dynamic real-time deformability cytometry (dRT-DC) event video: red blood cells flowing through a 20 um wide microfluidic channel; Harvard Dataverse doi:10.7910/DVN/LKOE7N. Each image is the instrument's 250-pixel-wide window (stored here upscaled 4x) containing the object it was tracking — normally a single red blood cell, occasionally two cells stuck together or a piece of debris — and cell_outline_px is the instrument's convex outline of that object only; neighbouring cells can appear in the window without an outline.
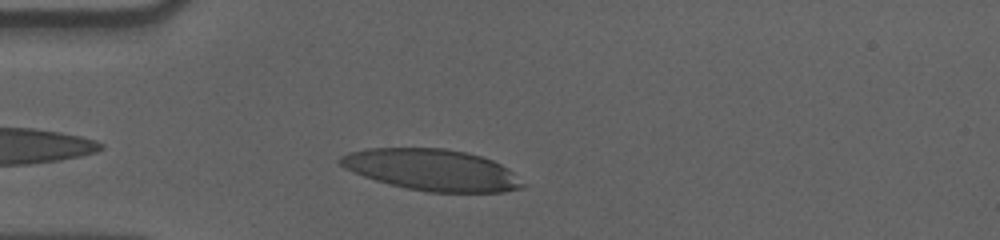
{"species": "human", "species_latin": "Homo sapiens", "temperature_condition": "cold", "stored_images_in_passage": 34, "camera_frame_rate_fps": 3000, "um_per_image_px": 0.085, "donor": {"sex": "male"}, "frame": {"image": 1, "passage_image": 3, "time_ms": 0.667, "image_size_px": [1000, 240], "cell_outline_px": [[524, 188], [504, 192], [428, 192], [388, 184], [352, 172], [344, 168], [336, 160], [340, 156], [348, 152], [368, 148], [444, 148], [464, 152], [480, 156], [492, 160], [508, 168], [524, 184]], "centroid_in_image_um": [36.68, 14.44], "position_along_channel_um": 48.3, "area_um2": 43.93}}
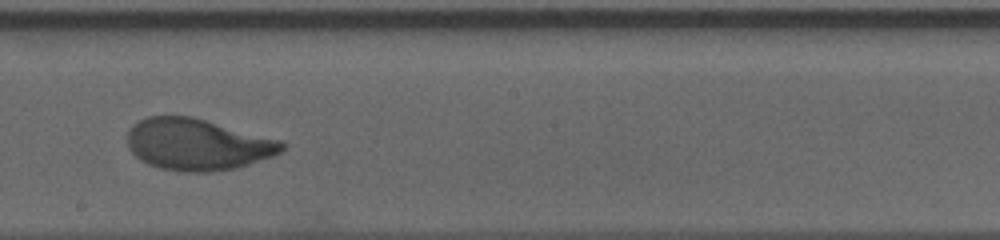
{"frame": {"image": 2, "passage_image": 20, "time_ms": 6.333, "image_size_px": [1000, 240], "cell_outline_px": [[288, 144], [280, 152], [272, 156], [236, 168], [208, 172], [184, 172], [160, 168], [148, 164], [140, 160], [128, 148], [128, 132], [132, 124], [148, 116], [192, 116], [284, 140]], "centroid_in_image_um": [16.81, 12.27], "position_along_channel_um": 231.4, "area_um2": 46.76}}
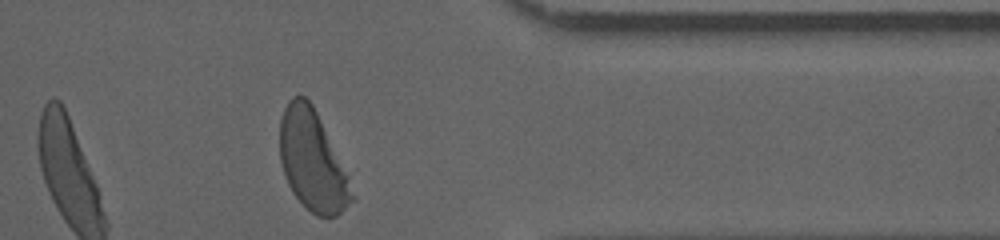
{"frame": {"image": 3, "passage_image": 34, "time_ms": 11.0, "image_size_px": [1000, 240], "cell_outline_px": [[356, 200], [336, 216], [316, 216], [292, 192], [288, 184], [280, 160], [280, 120], [284, 108], [288, 100], [292, 96], [304, 96], [312, 104], [348, 176], [356, 196]], "centroid_in_image_um": [26.56, 13.68], "position_along_channel_um": 384.8, "area_um2": 41.62}, "authors_computed_cell_mechanics": {"area_um2": 46.0666, "velocity_mm_per_s": 3.5429, "shape_relaxation_time_tau1_ms": 3.2913, "shape_relaxation_time_tau2_ms": 0.9732, "deformation_change_tau1": 0.1875, "deformation_change_tau2": 0.0574}}